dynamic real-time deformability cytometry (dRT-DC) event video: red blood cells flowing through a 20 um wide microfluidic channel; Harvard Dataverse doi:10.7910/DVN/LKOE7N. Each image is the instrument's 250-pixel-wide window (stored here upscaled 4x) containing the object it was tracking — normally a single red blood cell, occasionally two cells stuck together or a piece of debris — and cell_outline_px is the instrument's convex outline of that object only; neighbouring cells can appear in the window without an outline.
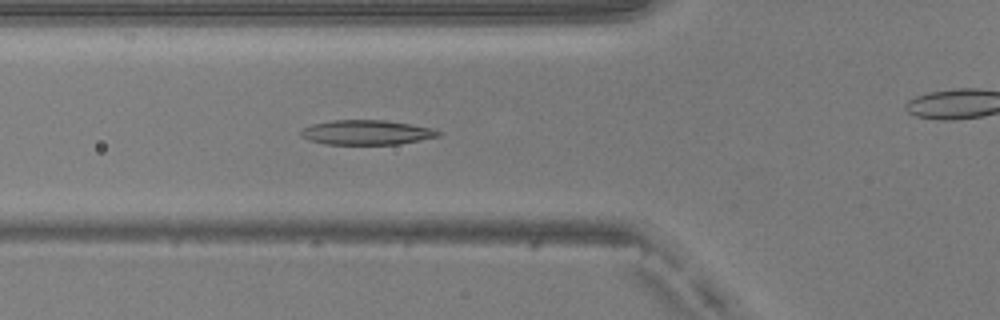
{"species": "common noctule bat (a hibernating species)", "species_latin": "Nyctalus noctula", "temperature_condition": "warm", "stored_images_in_passage": 43, "camera_frame_rate_fps": 3000, "um_per_image_px": 0.085, "animal": {"sex": "male", "body_mass_g": 20.5, "forearm_length_mm": 52.5}, "frame": {"image": 1, "passage_image": 18, "time_ms": 5.667, "image_size_px": [1000, 320], "cell_outline_px": [[444, 132], [440, 136], [400, 144], [324, 144], [308, 140], [300, 136], [300, 132], [304, 128], [312, 124], [332, 120], [384, 120], [412, 124], [436, 128]], "centroid_in_image_um": [31.21, 11.25], "position_along_channel_um": 94.6, "area_um2": 20.0}}
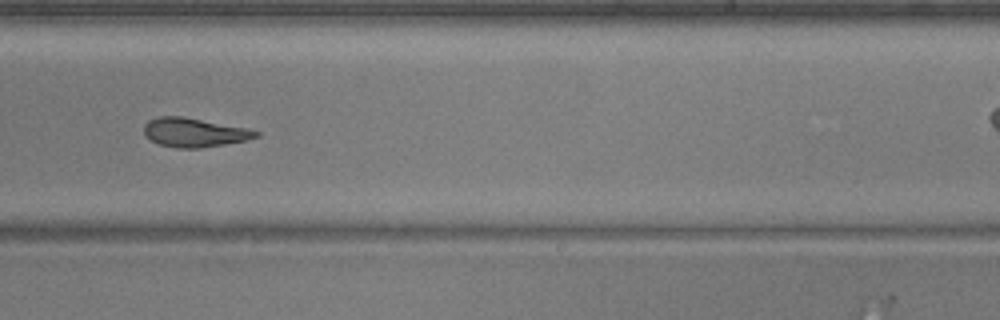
{"frame": {"image": 2, "passage_image": 31, "time_ms": 10.0, "image_size_px": [1000, 320], "cell_outline_px": [[260, 136], [248, 140], [200, 148], [176, 148], [160, 144], [152, 140], [144, 132], [144, 124], [148, 120], [160, 116], [184, 116], [248, 128], [260, 132]], "centroid_in_image_um": [16.55, 11.25], "position_along_channel_um": 272.4, "area_um2": 18.96}}
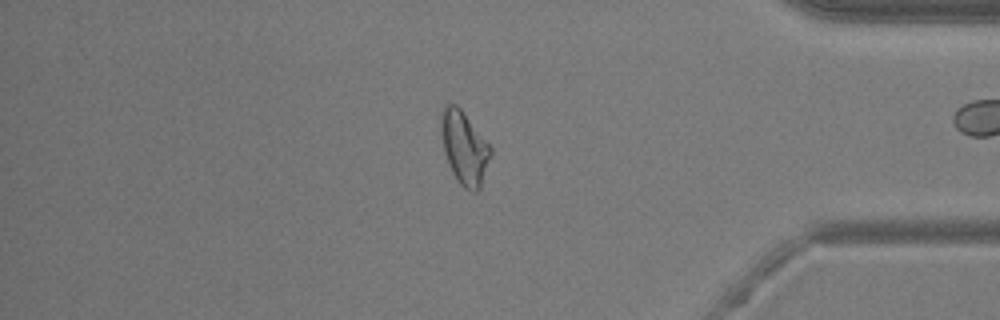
{"frame": {"image": 3, "passage_image": 42, "time_ms": 13.667, "image_size_px": [1000, 320], "cell_outline_px": [[492, 152], [480, 188], [476, 192], [472, 192], [464, 188], [456, 180], [452, 172], [444, 152], [440, 132], [440, 112], [444, 104], [448, 100], [456, 104], [460, 108], [492, 144]], "centroid_in_image_um": [39.46, 12.49], "position_along_channel_um": 395.7, "area_um2": 21.79}}